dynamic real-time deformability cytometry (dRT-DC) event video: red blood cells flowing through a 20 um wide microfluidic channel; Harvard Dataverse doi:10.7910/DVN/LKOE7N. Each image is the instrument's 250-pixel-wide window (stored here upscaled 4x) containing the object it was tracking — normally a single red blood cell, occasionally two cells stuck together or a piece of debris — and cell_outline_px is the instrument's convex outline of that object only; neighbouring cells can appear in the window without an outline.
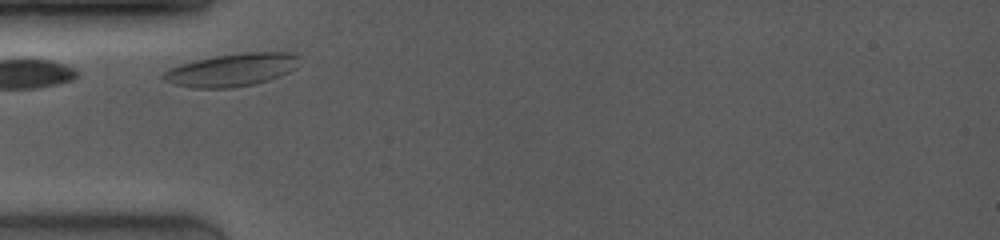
{"species": "common noctule bat (a hibernating species)", "species_latin": "Nyctalus noctula", "temperature_condition": "room temperature", "stored_images_in_passage": 47, "camera_frame_rate_fps": 4000, "um_per_image_px": 0.085, "animal": {"sex": "female", "body_mass_g": 19.0, "forearm_length_mm": 53.3}, "frame": {"image": 1, "passage_image": 1, "time_ms": 0.0, "image_size_px": [1000, 240], "cell_outline_px": [[300, 56], [296, 68], [280, 76], [268, 80], [252, 84], [232, 88], [192, 88], [172, 84], [164, 80], [160, 76], [168, 68], [180, 64], [196, 60], [216, 56], [244, 52], [292, 52]], "centroid_in_image_um": [19.69, 5.94], "position_along_channel_um": 65.3, "area_um2": 26.13}}
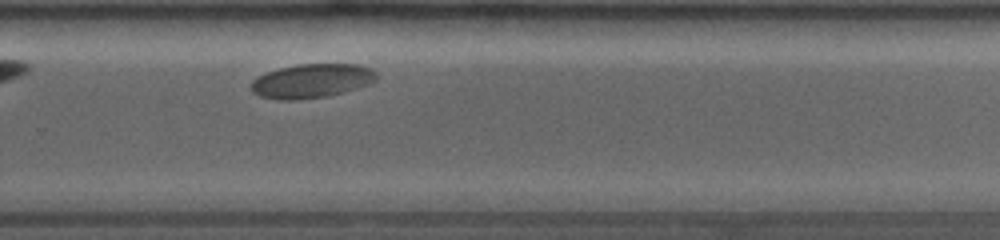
{"frame": {"image": 2, "passage_image": 35, "time_ms": 6.5, "image_size_px": [1000, 240], "cell_outline_px": [[376, 80], [368, 84], [344, 92], [328, 96], [292, 100], [280, 100], [260, 96], [252, 92], [252, 80], [268, 72], [280, 68], [296, 64], [356, 64], [368, 68], [376, 72]], "centroid_in_image_um": [26.49, 6.88], "position_along_channel_um": 303.3, "area_um2": 24.62}}
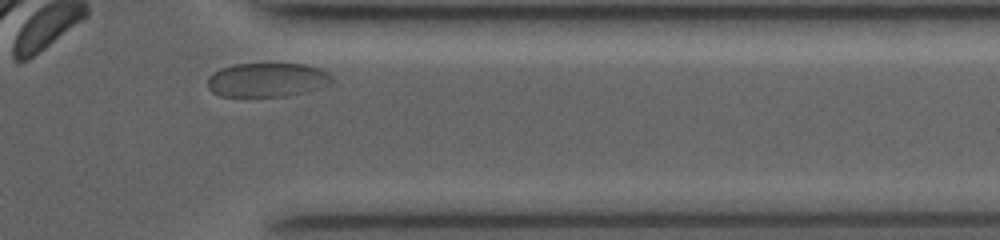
{"frame": {"image": 3, "passage_image": 45, "time_ms": 8.75, "image_size_px": [1000, 240], "cell_outline_px": [[332, 84], [304, 92], [284, 96], [220, 96], [212, 92], [208, 88], [208, 76], [220, 68], [236, 64], [304, 64], [320, 68], [328, 72], [332, 76]], "centroid_in_image_um": [22.71, 6.78], "position_along_channel_um": 388.7, "area_um2": 24.68}, "authors_computed_cell_mechanics": {"area_um2": 24.7384, "velocity_mm_per_s": 3.6757, "shape_relaxation_time_tau1_ms": 2.4675, "shape_relaxation_time_tau2_ms": null, "deformation_change_tau1": 0.0603, "deformation_change_tau2": null}}